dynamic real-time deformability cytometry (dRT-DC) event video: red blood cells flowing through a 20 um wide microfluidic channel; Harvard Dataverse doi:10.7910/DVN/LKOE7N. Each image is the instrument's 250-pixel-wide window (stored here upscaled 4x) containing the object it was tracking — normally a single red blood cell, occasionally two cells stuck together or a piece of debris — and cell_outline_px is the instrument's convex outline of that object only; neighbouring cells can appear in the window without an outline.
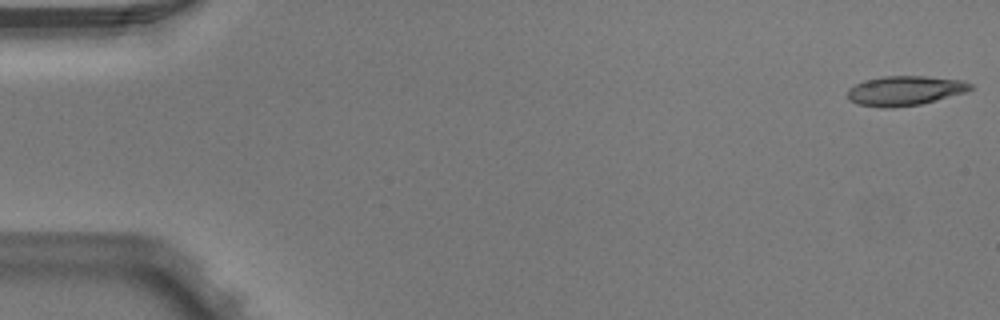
{"species": "Egyptian fruit bat (a non-hibernating species)", "species_latin": "Rousettus aegyptiacus", "temperature_condition": "warm", "stored_images_in_passage": 7, "camera_frame_rate_fps": 3000, "um_per_image_px": 0.085, "animal": {"sex": "male"}, "frame": {"image": 1, "passage_image": 1, "time_ms": 0.0, "image_size_px": [1000, 320], "cell_outline_px": [[972, 88], [964, 92], [936, 100], [920, 104], [892, 108], [880, 108], [860, 104], [848, 100], [848, 88], [864, 80], [884, 76], [928, 76], [964, 80], [972, 84]], "centroid_in_image_um": [76.9, 7.7], "position_along_channel_um": 8.1, "area_um2": 21.21}}
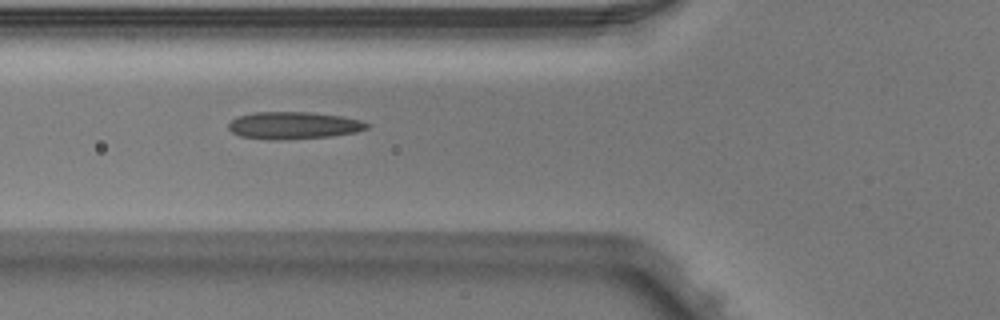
{"frame": {"image": 2, "passage_image": 6, "time_ms": 1.667, "image_size_px": [1000, 320], "cell_outline_px": [[372, 124], [368, 128], [356, 132], [332, 136], [280, 140], [272, 140], [240, 136], [232, 132], [228, 128], [228, 124], [236, 116], [252, 112], [308, 112], [340, 116], [360, 120]], "centroid_in_image_um": [24.94, 10.66], "position_along_channel_um": 100.9, "area_um2": 22.08}}
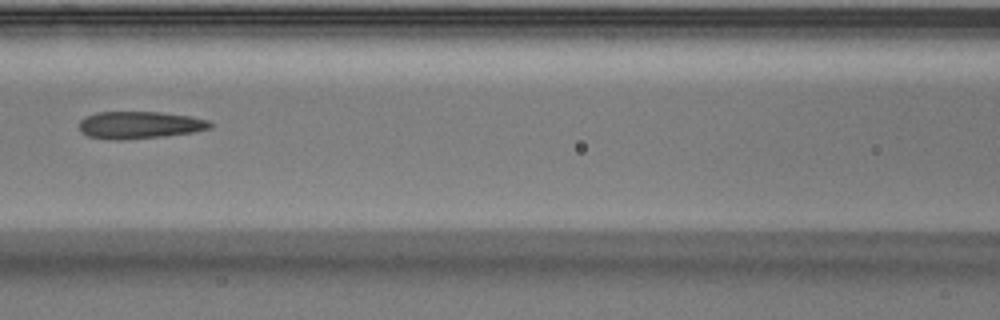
{"frame": {"image": 3, "passage_image": 7, "time_ms": 2.0, "image_size_px": [1000, 320], "cell_outline_px": [[212, 128], [192, 132], [164, 136], [120, 140], [116, 140], [88, 136], [80, 132], [80, 120], [84, 116], [96, 112], [160, 112], [188, 116], [208, 120], [212, 124]], "centroid_in_image_um": [11.84, 10.62], "position_along_channel_um": 154.8, "area_um2": 20.75}}